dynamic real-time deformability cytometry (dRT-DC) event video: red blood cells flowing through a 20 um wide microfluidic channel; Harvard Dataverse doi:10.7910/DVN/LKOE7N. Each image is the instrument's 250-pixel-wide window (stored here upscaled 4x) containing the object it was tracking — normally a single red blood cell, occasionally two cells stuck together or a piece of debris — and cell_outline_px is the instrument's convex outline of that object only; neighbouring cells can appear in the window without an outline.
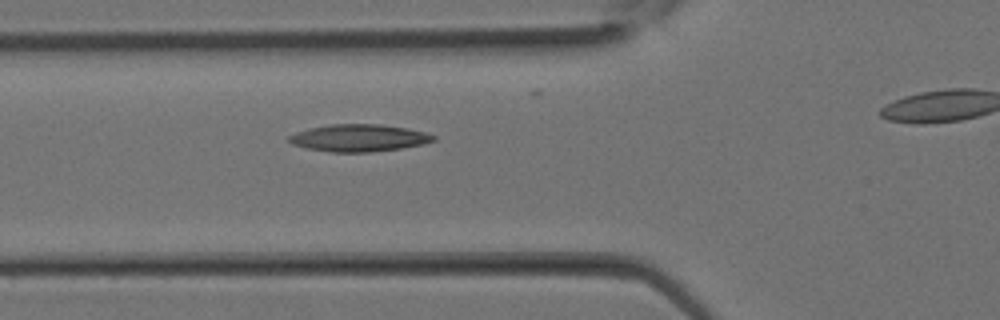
{"species": "Egyptian fruit bat (a non-hibernating species)", "species_latin": "Rousettus aegyptiacus", "temperature_condition": "room temperature", "stored_images_in_passage": 9, "camera_frame_rate_fps": 3000, "um_per_image_px": 0.085, "animal": {"sex": "female"}, "frame": {"image": 1, "passage_image": 6, "time_ms": 1.667, "image_size_px": [1000, 320], "cell_outline_px": [[436, 140], [420, 144], [400, 148], [368, 152], [332, 152], [308, 148], [292, 144], [288, 140], [288, 136], [296, 132], [308, 128], [328, 124], [380, 124], [408, 128], [424, 132], [436, 136]], "centroid_in_image_um": [30.48, 11.71], "position_along_channel_um": 95.3, "area_um2": 22.77}}
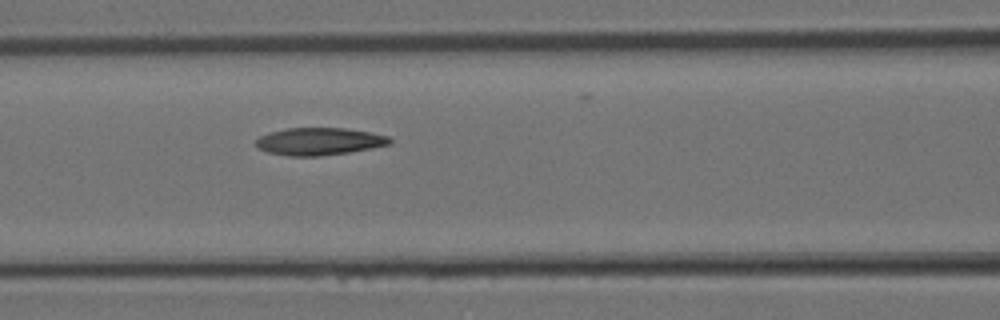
{"frame": {"image": 2, "passage_image": 8, "time_ms": 2.333, "image_size_px": [1000, 320], "cell_outline_px": [[392, 144], [372, 148], [348, 152], [320, 156], [288, 156], [268, 152], [256, 148], [256, 140], [260, 136], [268, 132], [284, 128], [344, 128], [368, 132], [388, 136], [392, 140]], "centroid_in_image_um": [27.1, 12.02], "position_along_channel_um": 139.5, "area_um2": 21.44}}